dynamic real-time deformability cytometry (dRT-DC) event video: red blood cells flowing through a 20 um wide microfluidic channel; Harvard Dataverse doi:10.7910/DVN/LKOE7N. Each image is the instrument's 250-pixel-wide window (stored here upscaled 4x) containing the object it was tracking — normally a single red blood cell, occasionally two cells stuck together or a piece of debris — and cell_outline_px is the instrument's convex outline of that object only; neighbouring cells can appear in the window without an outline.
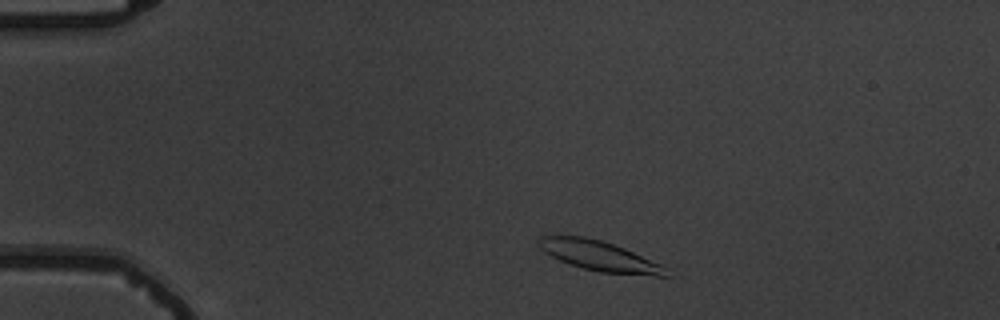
{"species": "common noctule bat (a hibernating species)", "species_latin": "Nyctalus noctula", "temperature_condition": "warm", "stored_images_in_passage": 9, "camera_frame_rate_fps": 3000, "um_per_image_px": 0.085, "animal": {"sex": "male", "body_mass_g": 19.5, "forearm_length_mm": 54.6}, "frame": {"image": 1, "passage_image": 2, "time_ms": 1.0, "image_size_px": [1000, 320], "cell_outline_px": [[668, 276], [656, 276], [600, 272], [568, 264], [544, 252], [536, 244], [540, 236], [584, 236], [600, 240], [624, 248], [660, 264], [668, 268]], "centroid_in_image_um": [50.93, 21.76], "position_along_channel_um": 34.1, "area_um2": 22.08}}
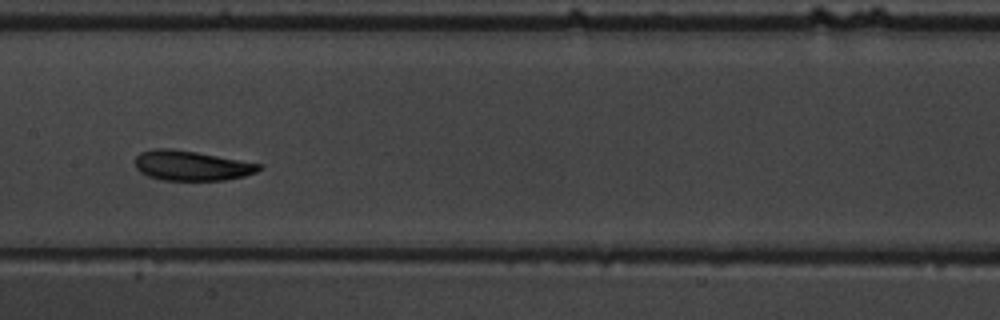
{"frame": {"image": 2, "passage_image": 7, "time_ms": 7.0, "image_size_px": [1000, 320], "cell_outline_px": [[264, 168], [256, 172], [244, 176], [224, 180], [164, 180], [148, 176], [140, 172], [136, 168], [136, 156], [140, 152], [152, 148], [172, 148], [196, 152], [264, 164]], "centroid_in_image_um": [16.3, 14.07], "position_along_channel_um": 191.1, "area_um2": 21.73}}
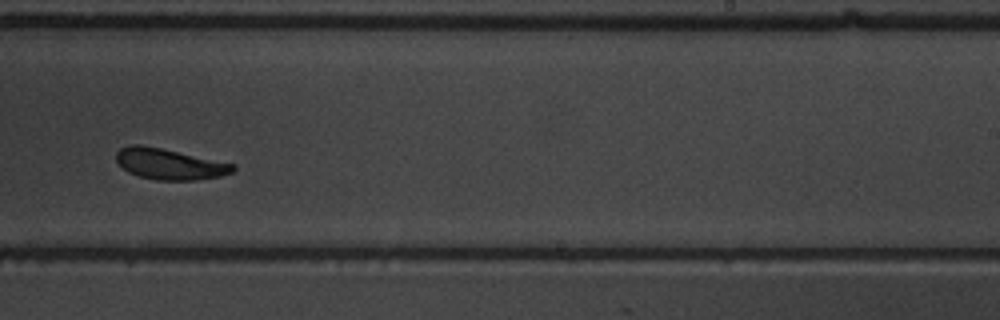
{"frame": {"image": 3, "passage_image": 9, "time_ms": 9.333, "image_size_px": [1000, 320], "cell_outline_px": [[236, 168], [232, 172], [220, 176], [196, 180], [156, 180], [140, 176], [128, 172], [116, 160], [116, 152], [120, 148], [132, 144], [140, 144], [160, 148], [236, 164]], "centroid_in_image_um": [14.41, 13.94], "position_along_channel_um": 274.6, "area_um2": 20.87}}